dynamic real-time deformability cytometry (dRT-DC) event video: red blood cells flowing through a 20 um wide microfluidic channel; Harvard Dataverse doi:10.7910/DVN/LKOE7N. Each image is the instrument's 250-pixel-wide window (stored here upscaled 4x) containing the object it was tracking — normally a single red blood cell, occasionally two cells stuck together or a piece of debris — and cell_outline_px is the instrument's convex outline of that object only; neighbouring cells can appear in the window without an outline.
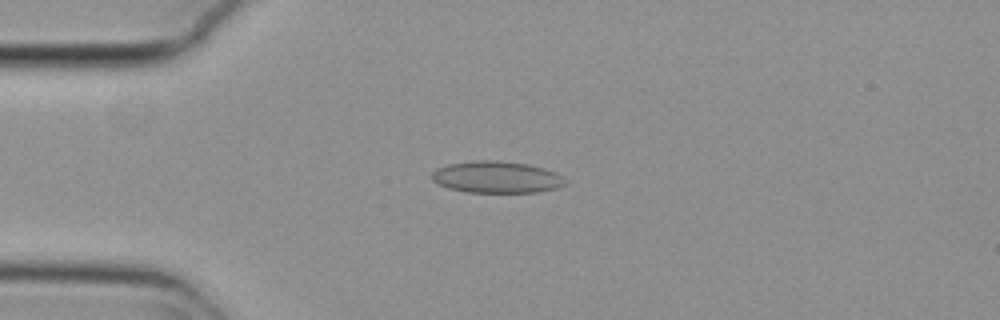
{"species": "common noctule bat (a hibernating species)", "species_latin": "Nyctalus noctula", "temperature_condition": "cold", "stored_images_in_passage": 33, "camera_frame_rate_fps": 3000, "um_per_image_px": 0.085, "animal": {"sex": "female", "body_mass_g": 29.2, "forearm_length_mm": 56.3}, "frame": {"image": 1, "passage_image": 5, "time_ms": 1.333, "image_size_px": [1000, 320], "cell_outline_px": [[564, 184], [556, 188], [536, 192], [468, 192], [448, 188], [436, 184], [432, 180], [432, 172], [436, 168], [448, 164], [476, 160], [496, 160], [528, 164], [544, 168], [556, 172], [560, 176]], "centroid_in_image_um": [42.14, 15.05], "position_along_channel_um": 42.9, "area_um2": 24.57}}
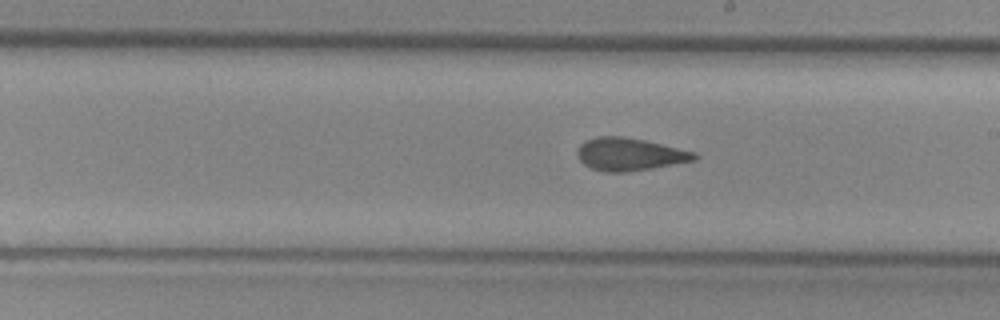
{"frame": {"image": 2, "passage_image": 22, "time_ms": 7.0, "image_size_px": [1000, 320], "cell_outline_px": [[700, 156], [696, 160], [652, 168], [624, 172], [604, 172], [592, 168], [584, 164], [580, 160], [576, 152], [580, 144], [584, 140], [600, 136], [624, 136], [644, 140], [696, 152]], "centroid_in_image_um": [53.52, 13.11], "position_along_channel_um": 235.5, "area_um2": 22.31}}
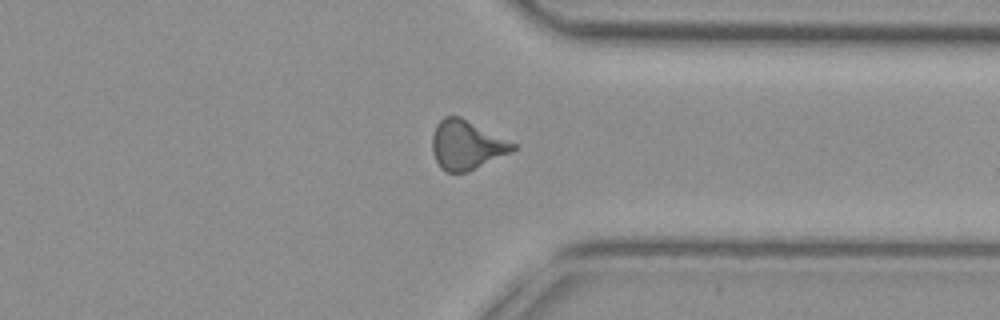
{"frame": {"image": 3, "passage_image": 33, "time_ms": 10.667, "image_size_px": [1000, 320], "cell_outline_px": [[516, 148], [512, 152], [468, 172], [444, 172], [440, 168], [432, 152], [432, 136], [436, 124], [444, 116], [460, 116], [516, 144]], "centroid_in_image_um": [39.63, 12.33], "position_along_channel_um": 371.8, "area_um2": 23.12}, "authors_computed_cell_mechanics": {"area_um2": 22.542, "velocity_mm_per_s": 3.7747, "shape_relaxation_time_tau1_ms": null, "shape_relaxation_time_tau2_ms": 1.9389, "deformation_change_tau1": null, "deformation_change_tau2": 0.0866}}